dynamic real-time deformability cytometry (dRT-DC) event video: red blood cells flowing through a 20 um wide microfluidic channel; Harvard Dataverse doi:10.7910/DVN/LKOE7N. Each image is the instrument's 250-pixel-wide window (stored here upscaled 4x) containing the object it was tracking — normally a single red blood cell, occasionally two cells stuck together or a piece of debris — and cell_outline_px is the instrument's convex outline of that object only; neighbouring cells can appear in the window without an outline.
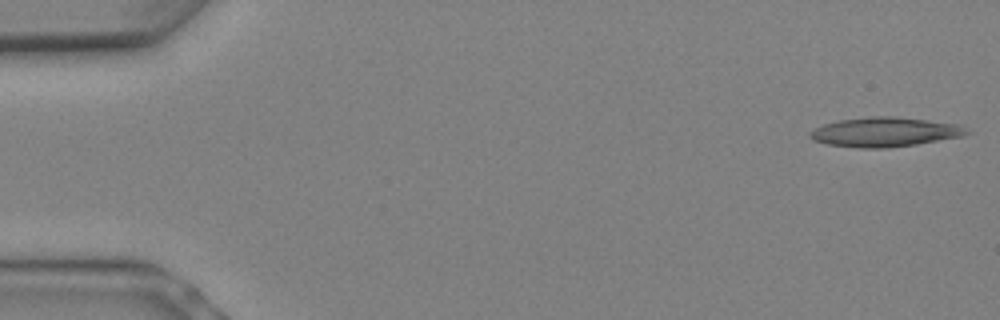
{"species": "Egyptian fruit bat (a non-hibernating species)", "species_latin": "Rousettus aegyptiacus", "temperature_condition": "warm", "stored_images_in_passage": 5, "camera_frame_rate_fps": 3000, "um_per_image_px": 0.085, "animal": {"sex": "female"}, "frame": {"image": 1, "passage_image": 1, "time_ms": 0.0, "image_size_px": [1000, 320], "cell_outline_px": [[972, 132], [964, 136], [916, 144], [888, 148], [860, 148], [828, 144], [812, 140], [808, 136], [808, 132], [824, 124], [840, 120], [872, 116], [896, 116], [960, 124], [968, 128]], "centroid_in_image_um": [75.25, 11.22], "position_along_channel_um": 9.7, "area_um2": 27.11}}